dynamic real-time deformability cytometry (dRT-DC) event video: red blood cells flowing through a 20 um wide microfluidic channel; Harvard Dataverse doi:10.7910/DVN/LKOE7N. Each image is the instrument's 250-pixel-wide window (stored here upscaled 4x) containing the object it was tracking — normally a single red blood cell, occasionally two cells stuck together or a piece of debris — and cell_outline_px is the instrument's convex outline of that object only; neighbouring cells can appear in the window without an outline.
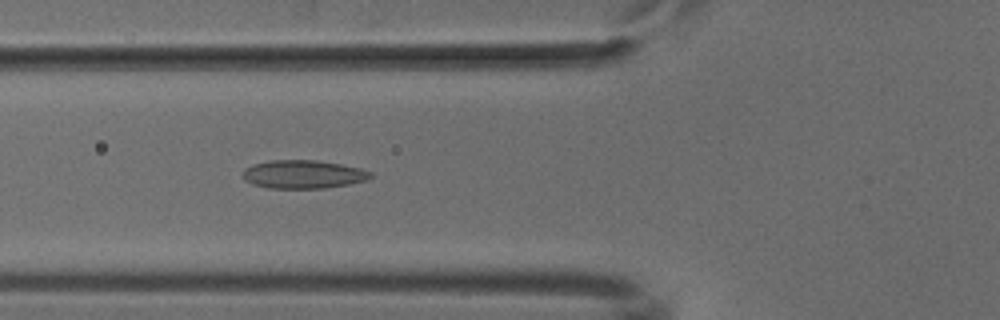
{"species": "common noctule bat (a hibernating species)", "species_latin": "Nyctalus noctula", "temperature_condition": "cold", "stored_images_in_passage": 48, "camera_frame_rate_fps": 3000, "um_per_image_px": 0.085, "animal": {"sex": "male", "body_mass_g": 18.8}, "frame": {"image": 1, "passage_image": 15, "time_ms": 4.667, "image_size_px": [1000, 320], "cell_outline_px": [[372, 176], [368, 180], [348, 184], [324, 188], [268, 188], [252, 184], [244, 180], [244, 168], [252, 164], [268, 160], [316, 160], [340, 164], [360, 168], [372, 172]], "centroid_in_image_um": [25.76, 14.81], "position_along_channel_um": 100.0, "area_um2": 21.15}}
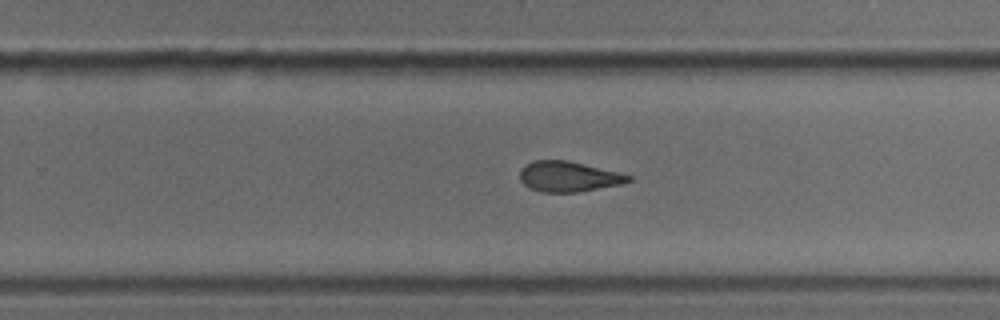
{"frame": {"image": 2, "passage_image": 29, "time_ms": 9.333, "image_size_px": [1000, 320], "cell_outline_px": [[632, 180], [620, 184], [580, 192], [540, 192], [524, 184], [520, 180], [520, 168], [536, 160], [568, 160], [620, 172], [632, 176]], "centroid_in_image_um": [48.34, 15.0], "position_along_channel_um": 281.5, "area_um2": 19.19}}
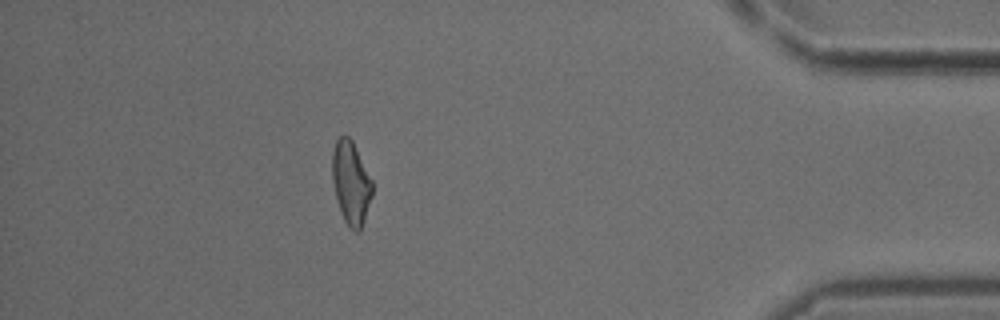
{"frame": {"image": 3, "passage_image": 42, "time_ms": 13.667, "image_size_px": [1000, 320], "cell_outline_px": [[372, 196], [360, 232], [356, 232], [348, 228], [344, 220], [336, 196], [332, 180], [332, 152], [336, 140], [340, 136], [348, 136], [352, 140], [372, 180]], "centroid_in_image_um": [29.83, 15.55], "position_along_channel_um": 405.4, "area_um2": 19.31}}